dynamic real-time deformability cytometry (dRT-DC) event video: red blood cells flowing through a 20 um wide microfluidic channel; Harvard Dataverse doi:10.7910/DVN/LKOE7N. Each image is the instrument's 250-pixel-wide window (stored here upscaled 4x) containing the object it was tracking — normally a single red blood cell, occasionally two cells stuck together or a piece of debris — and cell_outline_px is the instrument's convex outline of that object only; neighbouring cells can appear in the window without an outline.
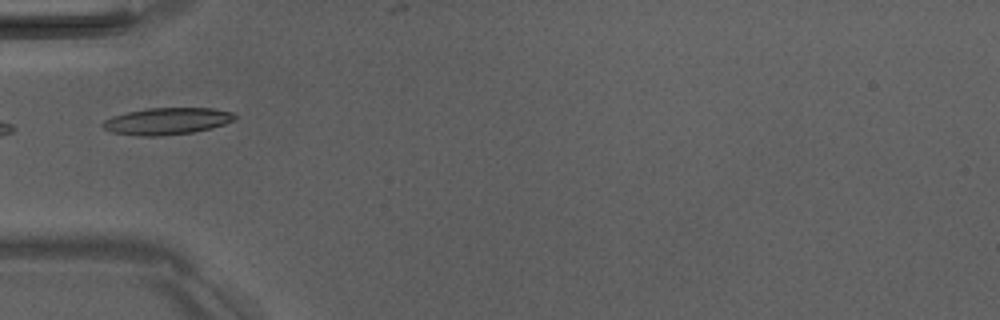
{"species": "Egyptian fruit bat (a non-hibernating species)", "species_latin": "Rousettus aegyptiacus", "temperature_condition": "room temperature", "stored_images_in_passage": 6, "camera_frame_rate_fps": 3000, "um_per_image_px": 0.085, "animal": {"sex": "male"}, "frame": {"image": 1, "passage_image": 5, "time_ms": 4.667, "image_size_px": [1000, 320], "cell_outline_px": [[236, 120], [212, 128], [192, 132], [156, 136], [140, 136], [112, 132], [104, 128], [100, 124], [104, 120], [112, 116], [128, 112], [148, 108], [212, 108], [232, 112], [236, 116]], "centroid_in_image_um": [14.2, 10.29], "position_along_channel_um": 70.8, "area_um2": 20.58}}